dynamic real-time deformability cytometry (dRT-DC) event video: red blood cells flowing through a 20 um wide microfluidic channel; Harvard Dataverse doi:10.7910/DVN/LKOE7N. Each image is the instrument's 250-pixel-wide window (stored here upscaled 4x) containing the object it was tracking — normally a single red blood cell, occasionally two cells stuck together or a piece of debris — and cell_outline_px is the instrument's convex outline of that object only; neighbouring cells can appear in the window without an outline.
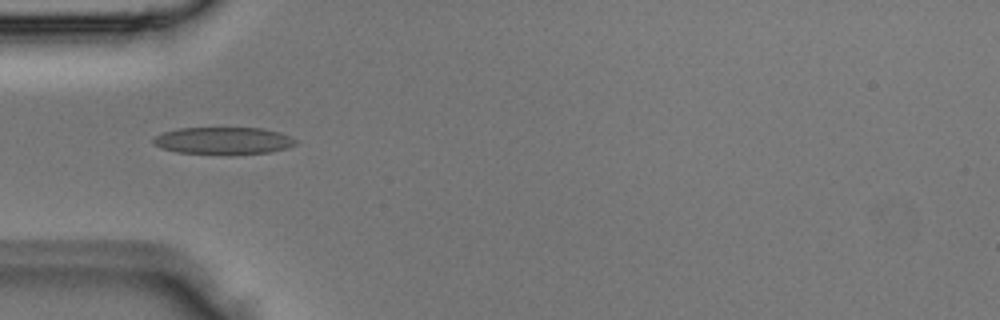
{"species": "Egyptian fruit bat (a non-hibernating species)", "species_latin": "Rousettus aegyptiacus", "temperature_condition": "room temperature", "stored_images_in_passage": 2, "camera_frame_rate_fps": 3000, "um_per_image_px": 0.085, "animal": {"sex": "male"}, "frame": {"image": 1, "passage_image": 2, "time_ms": 0.333, "image_size_px": [1000, 320], "cell_outline_px": [[296, 144], [288, 148], [272, 152], [232, 156], [228, 156], [176, 152], [160, 148], [152, 144], [152, 140], [156, 136], [164, 132], [180, 128], [260, 128], [280, 132], [296, 140]], "centroid_in_image_um": [18.98, 12.0], "position_along_channel_um": 66.0, "area_um2": 23.18}}